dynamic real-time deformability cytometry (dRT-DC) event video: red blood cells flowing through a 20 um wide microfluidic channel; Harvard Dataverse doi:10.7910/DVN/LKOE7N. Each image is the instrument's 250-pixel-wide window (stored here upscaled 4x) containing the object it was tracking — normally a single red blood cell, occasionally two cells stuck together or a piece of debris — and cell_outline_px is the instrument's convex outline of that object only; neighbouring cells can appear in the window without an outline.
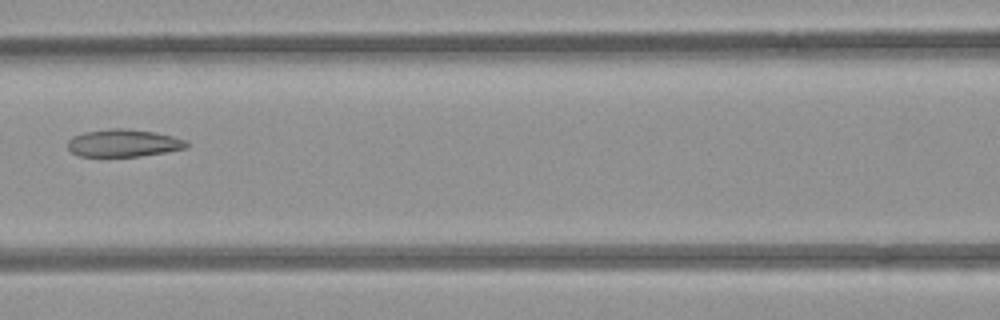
{"species": "common noctule bat (a hibernating species)", "species_latin": "Nyctalus noctula", "temperature_condition": "room temperature", "stored_images_in_passage": 3, "camera_frame_rate_fps": 3000, "um_per_image_px": 0.085, "animal": {"sex": "female", "body_mass_g": 21.9}, "frame": {"image": 1, "passage_image": 3, "time_ms": 2.333, "image_size_px": [1000, 320], "cell_outline_px": [[188, 148], [140, 156], [80, 156], [72, 152], [68, 148], [68, 140], [72, 136], [84, 132], [112, 128], [124, 128], [156, 132], [188, 140]], "centroid_in_image_um": [10.51, 12.15], "position_along_channel_um": 156.1, "area_um2": 19.07}}